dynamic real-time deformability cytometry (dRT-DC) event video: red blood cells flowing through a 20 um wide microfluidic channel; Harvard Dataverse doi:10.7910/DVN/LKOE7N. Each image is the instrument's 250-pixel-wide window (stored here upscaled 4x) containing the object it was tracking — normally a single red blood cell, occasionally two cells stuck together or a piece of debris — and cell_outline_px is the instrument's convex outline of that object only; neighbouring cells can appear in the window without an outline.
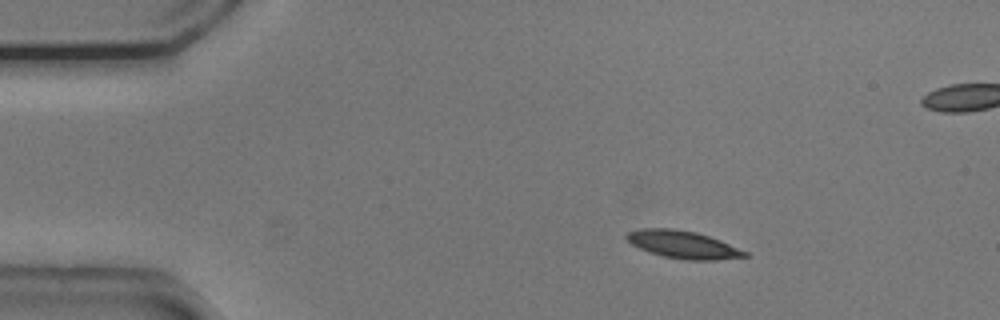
{"species": "common noctule bat (a hibernating species)", "species_latin": "Nyctalus noctula", "temperature_condition": "cold", "stored_images_in_passage": 47, "segment_of_instrument_passage": [1, 2], "camera_frame_rate_fps": 3000, "um_per_image_px": 0.085, "animal": {"sex": "male", "body_mass_g": 20.5, "forearm_length_mm": 52.5}, "frame": {"image": 1, "passage_image": 1, "time_ms": 0.0, "image_size_px": [1000, 320], "cell_outline_px": [[748, 256], [716, 260], [688, 260], [664, 256], [640, 248], [632, 244], [624, 236], [628, 232], [636, 228], [672, 228], [696, 232], [720, 240], [748, 252]], "centroid_in_image_um": [58.05, 20.77], "position_along_channel_um": 27.0, "area_um2": 18.84}}
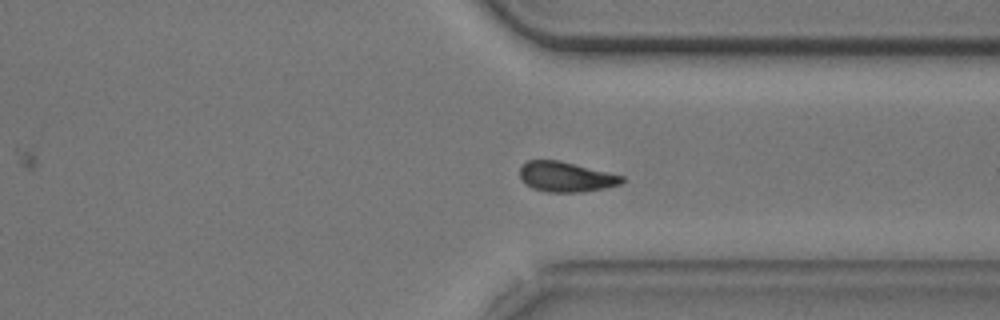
{"frame": {"image": 2, "passage_image": 33, "time_ms": 10.667, "image_size_px": [1000, 320], "cell_outline_px": [[624, 180], [620, 184], [604, 188], [580, 192], [548, 192], [532, 188], [520, 180], [520, 168], [528, 160], [560, 160], [624, 176]], "centroid_in_image_um": [48.08, 15.03], "position_along_channel_um": 363.3, "area_um2": 17.86}}
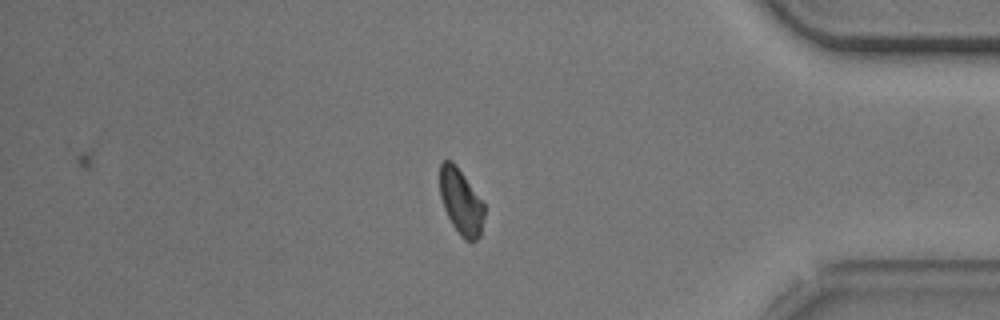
{"frame": {"image": 3, "passage_image": 38, "time_ms": 12.333, "image_size_px": [1000, 320], "cell_outline_px": [[484, 216], [480, 236], [476, 240], [464, 240], [460, 236], [452, 224], [444, 208], [440, 196], [440, 164], [444, 160], [452, 160], [456, 164], [484, 204]], "centroid_in_image_um": [39.17, 17.14], "position_along_channel_um": 396.0, "area_um2": 16.88}}